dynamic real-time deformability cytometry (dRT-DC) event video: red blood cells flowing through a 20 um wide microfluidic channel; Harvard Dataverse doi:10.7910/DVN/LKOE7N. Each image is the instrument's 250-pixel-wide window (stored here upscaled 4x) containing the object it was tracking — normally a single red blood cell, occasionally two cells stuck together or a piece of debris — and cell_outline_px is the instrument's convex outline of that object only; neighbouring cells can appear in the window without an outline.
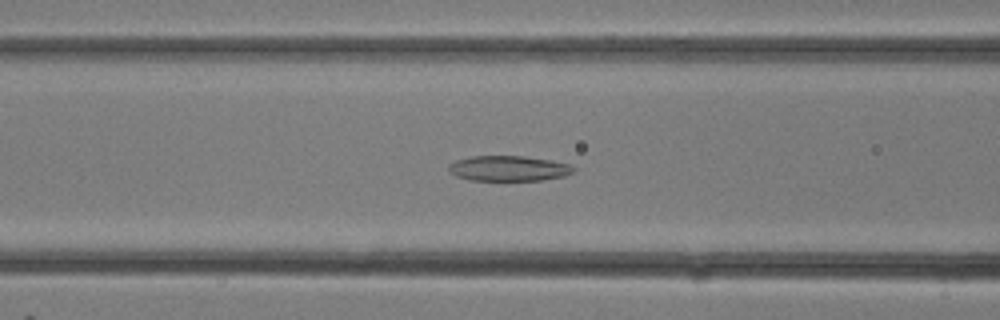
{"species": "common noctule bat (a hibernating species)", "species_latin": "Nyctalus noctula", "temperature_condition": "room temperature", "stored_images_in_passage": 31, "camera_frame_rate_fps": 3000, "um_per_image_px": 0.085, "animal": {"sex": "female"}, "frame": {"image": 1, "passage_image": 12, "time_ms": 3.667, "image_size_px": [1000, 320], "cell_outline_px": [[576, 172], [564, 176], [540, 180], [468, 180], [456, 176], [448, 172], [448, 164], [456, 160], [468, 156], [524, 156], [552, 160], [568, 164], [576, 168]], "centroid_in_image_um": [43.21, 14.31], "position_along_channel_um": 123.4, "area_um2": 18.61}}
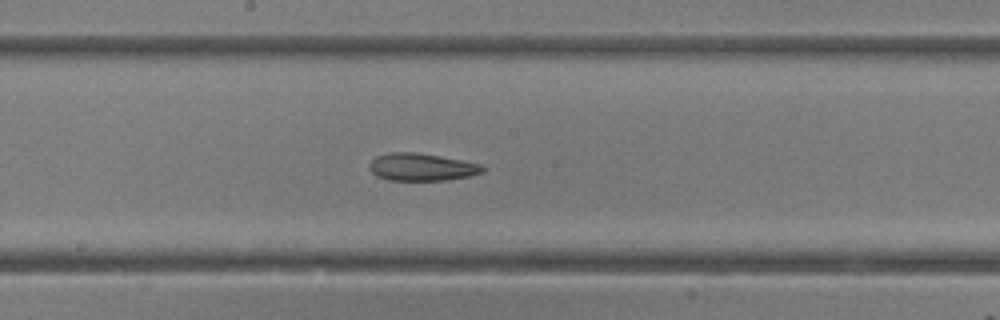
{"frame": {"image": 2, "passage_image": 16, "time_ms": 5.0, "image_size_px": [1000, 320], "cell_outline_px": [[488, 168], [484, 172], [468, 176], [448, 180], [388, 180], [376, 176], [368, 168], [368, 164], [376, 156], [388, 152], [412, 152], [440, 156], [480, 164]], "centroid_in_image_um": [35.82, 14.2], "position_along_channel_um": 212.4, "area_um2": 18.21}}
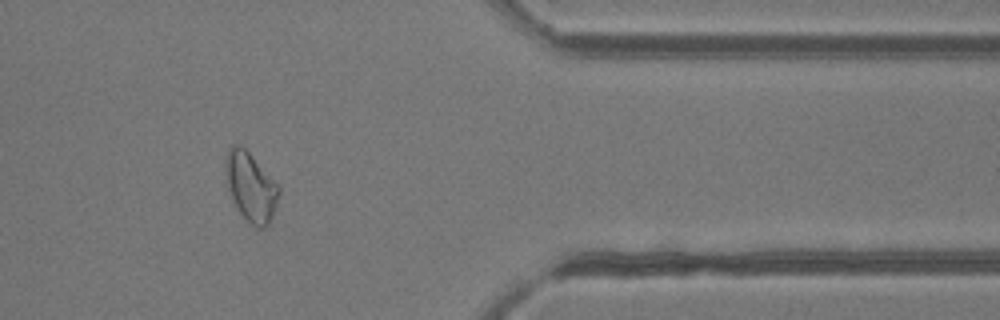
{"frame": {"image": 3, "passage_image": 25, "time_ms": 8.0, "image_size_px": [1000, 320], "cell_outline_px": [[280, 192], [272, 216], [268, 224], [264, 228], [256, 228], [240, 212], [232, 200], [228, 192], [224, 168], [224, 164], [228, 148], [232, 144], [240, 144], [280, 184]], "centroid_in_image_um": [21.3, 15.84], "position_along_channel_um": 390.1, "area_um2": 21.62}}